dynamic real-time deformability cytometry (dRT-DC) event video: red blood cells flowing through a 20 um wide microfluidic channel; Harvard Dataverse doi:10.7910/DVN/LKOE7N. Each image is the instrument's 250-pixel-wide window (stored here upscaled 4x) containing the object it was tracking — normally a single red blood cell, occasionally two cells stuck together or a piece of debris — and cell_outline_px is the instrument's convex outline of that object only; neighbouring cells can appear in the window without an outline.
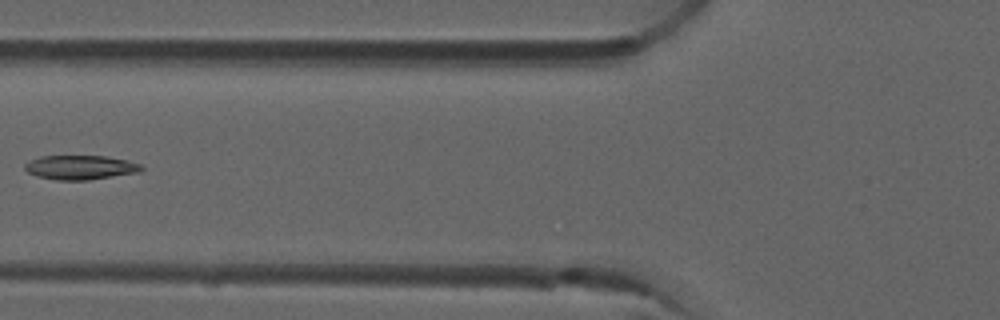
{"species": "common noctule bat (a hibernating species)", "species_latin": "Nyctalus noctula", "temperature_condition": "room temperature", "stored_images_in_passage": 7, "camera_frame_rate_fps": 3000, "um_per_image_px": 0.085, "animal": {"sex": "male", "forearm_length_mm": 52.5}, "frame": {"image": 1, "passage_image": 6, "time_ms": 1.667, "image_size_px": [1000, 320], "cell_outline_px": [[144, 168], [140, 172], [88, 180], [56, 180], [36, 176], [28, 172], [24, 168], [24, 164], [28, 160], [40, 156], [104, 156], [124, 160], [140, 164]], "centroid_in_image_um": [6.78, 14.23], "position_along_channel_um": 119.0, "area_um2": 16.47}}
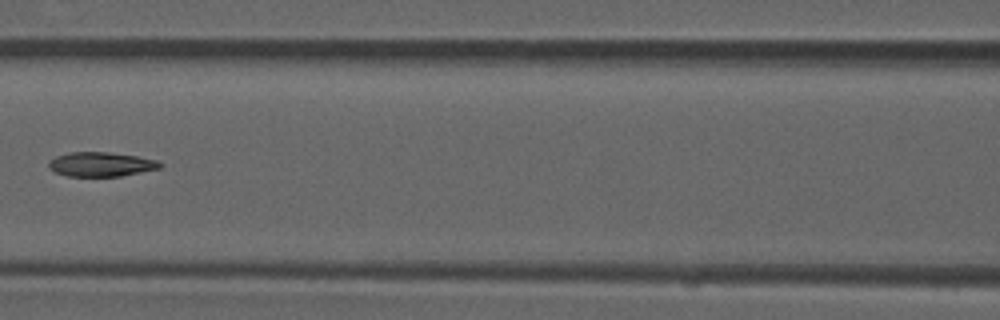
{"frame": {"image": 2, "passage_image": 7, "time_ms": 2.0, "image_size_px": [1000, 320], "cell_outline_px": [[164, 164], [160, 168], [120, 176], [68, 176], [56, 172], [48, 168], [48, 164], [56, 156], [72, 152], [108, 152], [136, 156], [156, 160]], "centroid_in_image_um": [8.6, 13.96], "position_along_channel_um": 158.0, "area_um2": 15.61}}